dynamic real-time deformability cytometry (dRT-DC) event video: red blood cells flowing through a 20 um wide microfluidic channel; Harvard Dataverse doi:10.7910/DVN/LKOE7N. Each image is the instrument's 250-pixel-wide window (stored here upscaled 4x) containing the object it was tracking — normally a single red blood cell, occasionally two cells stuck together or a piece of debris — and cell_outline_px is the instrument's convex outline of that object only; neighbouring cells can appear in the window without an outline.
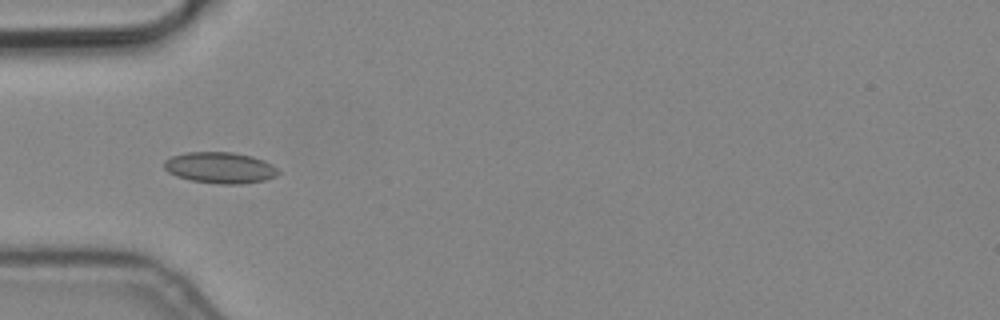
{"species": "common noctule bat (a hibernating species)", "species_latin": "Nyctalus noctula", "temperature_condition": "cold", "stored_images_in_passage": 5, "camera_frame_rate_fps": 3000, "um_per_image_px": 0.085, "animal": {"sex": "male", "body_mass_g": 19.2, "forearm_length_mm": 51.8}, "frame": {"image": 1, "passage_image": 4, "time_ms": 1.0, "image_size_px": [1000, 320], "cell_outline_px": [[280, 172], [276, 176], [264, 180], [240, 184], [220, 184], [192, 180], [176, 176], [168, 172], [164, 168], [164, 160], [172, 156], [188, 152], [232, 152], [252, 156], [264, 160], [272, 164]], "centroid_in_image_um": [18.71, 14.25], "position_along_channel_um": 66.3, "area_um2": 20.69}}
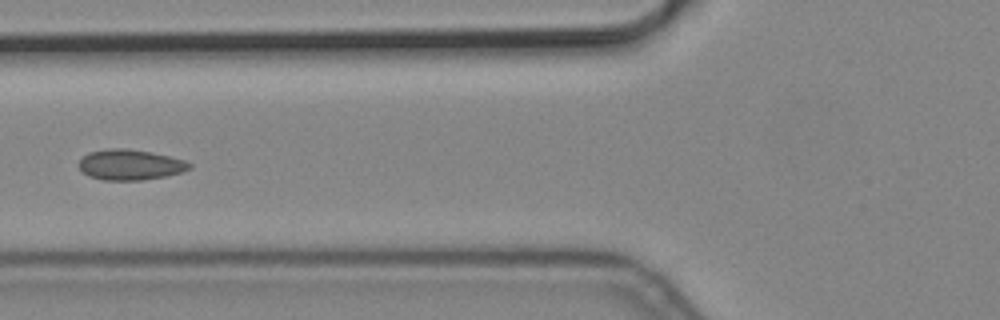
{"frame": {"image": 2, "passage_image": 5, "time_ms": 1.333, "image_size_px": [1000, 320], "cell_outline_px": [[192, 168], [168, 176], [140, 180], [104, 180], [88, 176], [80, 172], [76, 164], [88, 152], [108, 148], [128, 148], [152, 152], [184, 160], [192, 164]], "centroid_in_image_um": [11.02, 14.0], "position_along_channel_um": 114.8, "area_um2": 19.94}}